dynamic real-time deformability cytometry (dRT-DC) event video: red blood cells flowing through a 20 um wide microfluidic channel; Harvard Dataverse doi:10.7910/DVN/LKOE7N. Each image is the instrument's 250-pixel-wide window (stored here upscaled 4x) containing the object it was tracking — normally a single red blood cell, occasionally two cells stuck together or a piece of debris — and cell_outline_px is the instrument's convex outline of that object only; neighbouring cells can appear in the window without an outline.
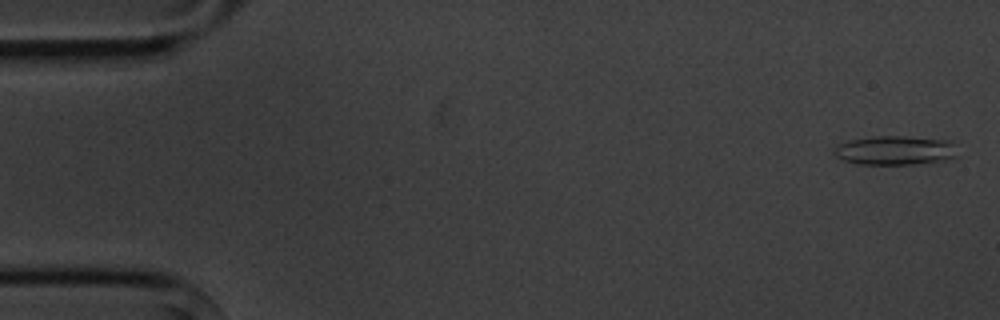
{"species": "common noctule bat (a hibernating species)", "species_latin": "Nyctalus noctula", "temperature_condition": "cold", "stored_images_in_passage": 4, "camera_frame_rate_fps": 3000, "um_per_image_px": 0.085, "animal": {"sex": "male", "body_mass_g": 20.1, "forearm_length_mm": 53.5}, "frame": {"image": 1, "passage_image": 1, "time_ms": 0.0, "image_size_px": [1000, 320], "cell_outline_px": [[960, 156], [944, 160], [908, 164], [860, 164], [844, 160], [836, 156], [832, 152], [840, 144], [848, 140], [872, 136], [904, 136], [948, 140], [952, 144]], "centroid_in_image_um": [76.09, 12.77], "position_along_channel_um": 8.9, "area_um2": 20.81}}